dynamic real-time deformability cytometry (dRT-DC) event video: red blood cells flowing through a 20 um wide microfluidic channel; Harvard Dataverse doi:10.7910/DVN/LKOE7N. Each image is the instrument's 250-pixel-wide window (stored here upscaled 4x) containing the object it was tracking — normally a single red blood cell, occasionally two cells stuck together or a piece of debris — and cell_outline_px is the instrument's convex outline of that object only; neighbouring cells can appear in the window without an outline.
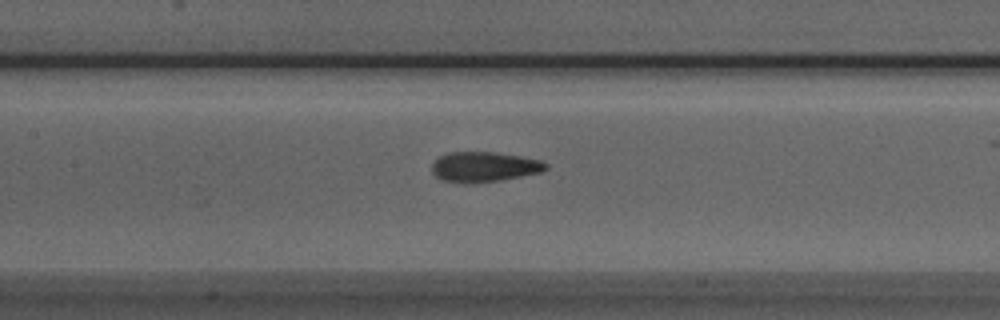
{"species": "Egyptian fruit bat (a non-hibernating species)", "species_latin": "Rousettus aegyptiacus", "temperature_condition": "room temperature", "stored_images_in_passage": 39, "camera_frame_rate_fps": 3000, "um_per_image_px": 0.085, "animal": {"sex": "male"}, "frame": {"image": 1, "passage_image": 23, "time_ms": 7.333, "image_size_px": [1000, 320], "cell_outline_px": [[548, 168], [540, 172], [500, 180], [472, 184], [464, 184], [440, 180], [432, 172], [432, 164], [440, 156], [448, 152], [496, 152], [520, 156], [540, 160], [548, 164]], "centroid_in_image_um": [41.12, 14.19], "position_along_channel_um": 166.3, "area_um2": 20.11}}
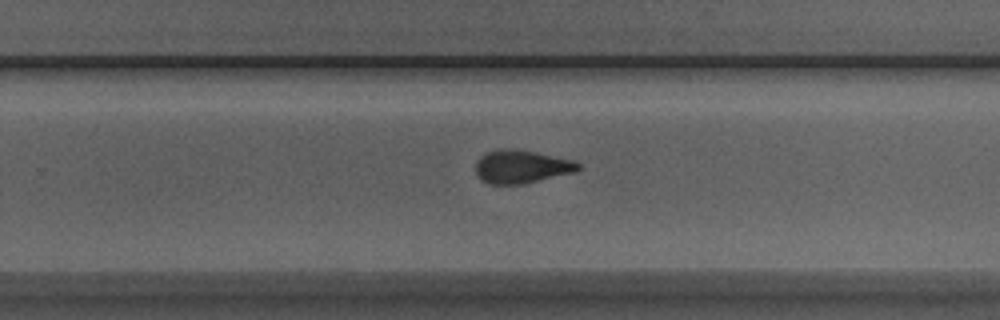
{"frame": {"image": 2, "passage_image": 32, "time_ms": 10.333, "image_size_px": [1000, 320], "cell_outline_px": [[580, 168], [576, 172], [520, 184], [488, 184], [476, 176], [476, 160], [480, 156], [488, 152], [500, 148], [512, 148], [536, 152], [576, 160], [580, 164]], "centroid_in_image_um": [44.32, 14.15], "position_along_channel_um": 285.5, "area_um2": 20.0}}
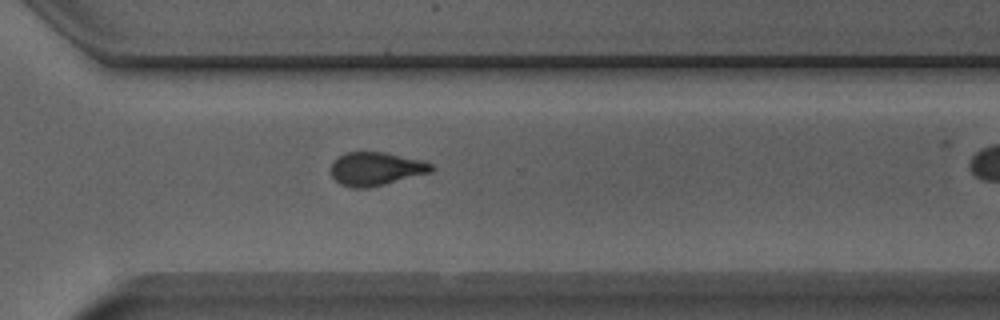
{"frame": {"image": 3, "passage_image": 36, "time_ms": 11.667, "image_size_px": [1000, 320], "cell_outline_px": [[436, 168], [432, 172], [368, 188], [352, 188], [340, 184], [332, 176], [332, 160], [348, 152], [384, 152], [420, 160], [432, 164]], "centroid_in_image_um": [31.96, 14.35], "position_along_channel_um": 338.6, "area_um2": 19.42}}